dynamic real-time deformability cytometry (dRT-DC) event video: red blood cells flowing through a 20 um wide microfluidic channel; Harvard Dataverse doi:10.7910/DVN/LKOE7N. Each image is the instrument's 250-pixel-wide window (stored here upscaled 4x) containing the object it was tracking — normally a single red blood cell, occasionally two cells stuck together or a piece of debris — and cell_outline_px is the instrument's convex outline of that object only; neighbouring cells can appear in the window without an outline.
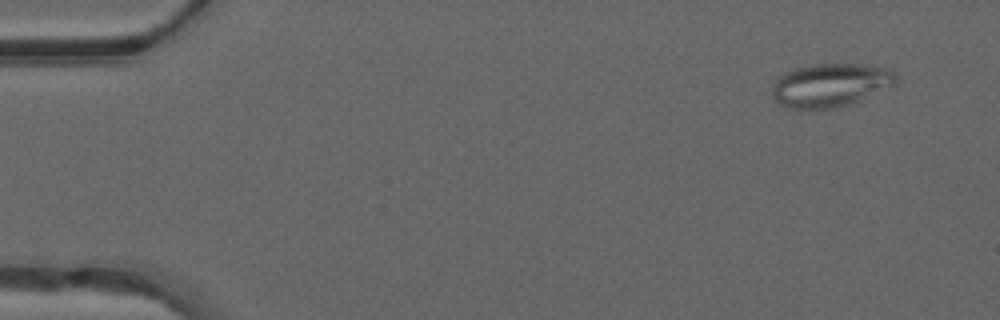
{"species": "common noctule bat (a hibernating species)", "species_latin": "Nyctalus noctula", "temperature_condition": "warm", "stored_images_in_passage": 49, "segment_of_instrument_passage": [1, 2], "camera_frame_rate_fps": 3000, "um_per_image_px": 0.085, "animal": {"sex": "male", "forearm_length_mm": 52.5}, "frame": {"image": 1, "passage_image": 4, "time_ms": 1.0, "image_size_px": [1000, 320], "cell_outline_px": [[896, 84], [856, 100], [832, 108], [792, 108], [780, 104], [772, 96], [772, 84], [784, 72], [796, 68], [812, 64], [860, 64], [884, 68], [896, 72]], "centroid_in_image_um": [70.54, 7.21], "position_along_channel_um": 14.5, "area_um2": 30.63}}